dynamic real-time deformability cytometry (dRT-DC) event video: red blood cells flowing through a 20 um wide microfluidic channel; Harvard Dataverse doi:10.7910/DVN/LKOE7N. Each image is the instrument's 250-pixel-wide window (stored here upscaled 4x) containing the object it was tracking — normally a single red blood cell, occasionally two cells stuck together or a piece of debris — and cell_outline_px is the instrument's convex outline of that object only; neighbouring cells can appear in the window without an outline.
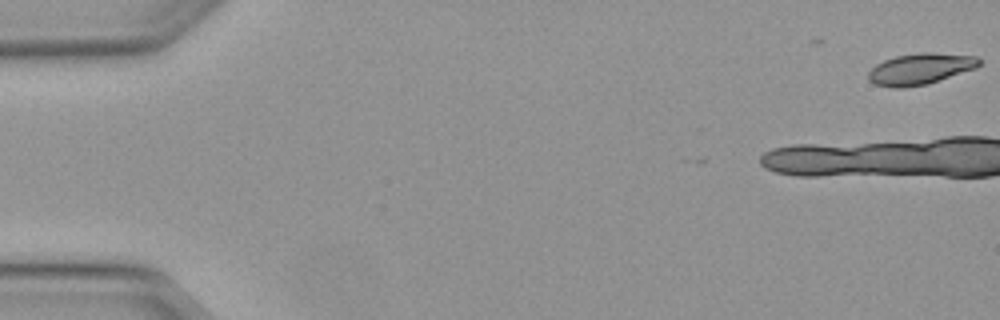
{"species": "Egyptian fruit bat (a non-hibernating species)", "species_latin": "Rousettus aegyptiacus", "temperature_condition": "warm", "stored_images_in_passage": 2, "camera_frame_rate_fps": 3000, "um_per_image_px": 0.085, "animal": {"sex": "female"}, "frame": {"image": 1, "passage_image": 2, "time_ms": 0.333, "image_size_px": [1000, 320], "cell_outline_px": [[980, 64], [976, 68], [928, 84], [904, 88], [892, 88], [876, 84], [868, 80], [868, 72], [876, 64], [884, 60], [896, 56], [920, 52], [928, 52], [976, 56], [980, 60]], "centroid_in_image_um": [78.21, 5.86], "position_along_channel_um": 6.8, "area_um2": 20.17}}